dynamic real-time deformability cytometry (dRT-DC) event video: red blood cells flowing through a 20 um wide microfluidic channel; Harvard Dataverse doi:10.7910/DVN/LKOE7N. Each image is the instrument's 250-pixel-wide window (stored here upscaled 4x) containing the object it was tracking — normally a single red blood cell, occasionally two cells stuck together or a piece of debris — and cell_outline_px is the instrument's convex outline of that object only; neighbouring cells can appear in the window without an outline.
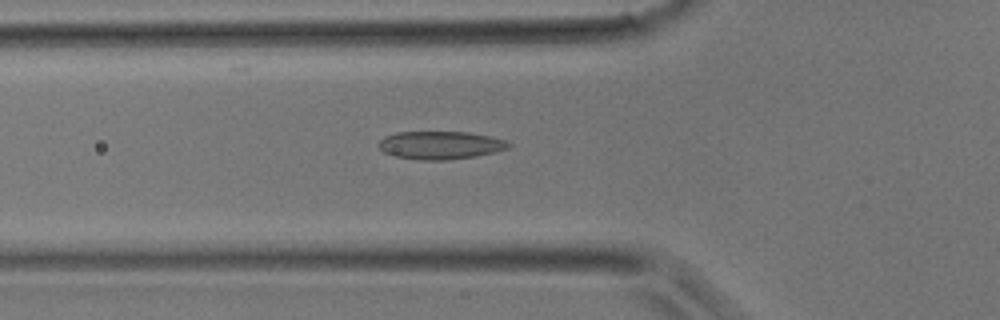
{"species": "common noctule bat (a hibernating species)", "species_latin": "Nyctalus noctula", "temperature_condition": "room temperature", "stored_images_in_passage": 38, "camera_frame_rate_fps": 3000, "um_per_image_px": 0.085, "animal": {"sex": "male", "body_mass_g": 17.9}, "frame": {"image": 1, "passage_image": 13, "time_ms": 4.0, "image_size_px": [1000, 320], "cell_outline_px": [[512, 148], [496, 152], [476, 156], [448, 160], [420, 160], [396, 156], [384, 152], [376, 144], [384, 136], [396, 132], [468, 132], [492, 136], [508, 140], [512, 144]], "centroid_in_image_um": [37.49, 12.33], "position_along_channel_um": 88.3, "area_um2": 21.56}}
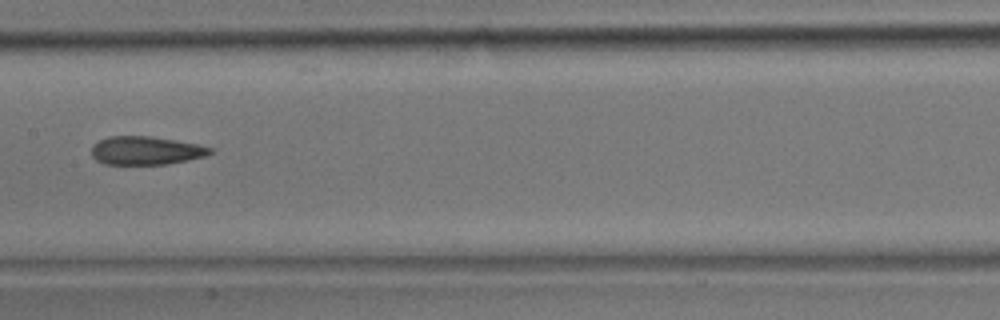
{"frame": {"image": 2, "passage_image": 19, "time_ms": 6.0, "image_size_px": [1000, 320], "cell_outline_px": [[212, 152], [204, 156], [188, 160], [164, 164], [104, 164], [96, 160], [92, 156], [92, 144], [108, 136], [152, 136], [196, 144], [212, 148]], "centroid_in_image_um": [12.35, 12.79], "position_along_channel_um": 195.0, "area_um2": 19.48}}
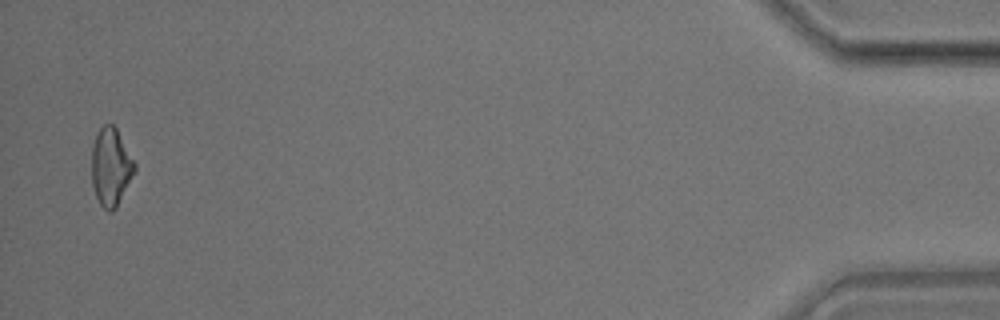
{"frame": {"image": 3, "passage_image": 37, "time_ms": 12.0, "image_size_px": [1000, 320], "cell_outline_px": [[136, 172], [116, 208], [112, 212], [108, 212], [100, 204], [96, 196], [92, 184], [92, 144], [96, 132], [104, 124], [112, 124], [116, 128], [136, 164]], "centroid_in_image_um": [9.43, 14.2], "position_along_channel_um": 425.8, "area_um2": 19.65}}